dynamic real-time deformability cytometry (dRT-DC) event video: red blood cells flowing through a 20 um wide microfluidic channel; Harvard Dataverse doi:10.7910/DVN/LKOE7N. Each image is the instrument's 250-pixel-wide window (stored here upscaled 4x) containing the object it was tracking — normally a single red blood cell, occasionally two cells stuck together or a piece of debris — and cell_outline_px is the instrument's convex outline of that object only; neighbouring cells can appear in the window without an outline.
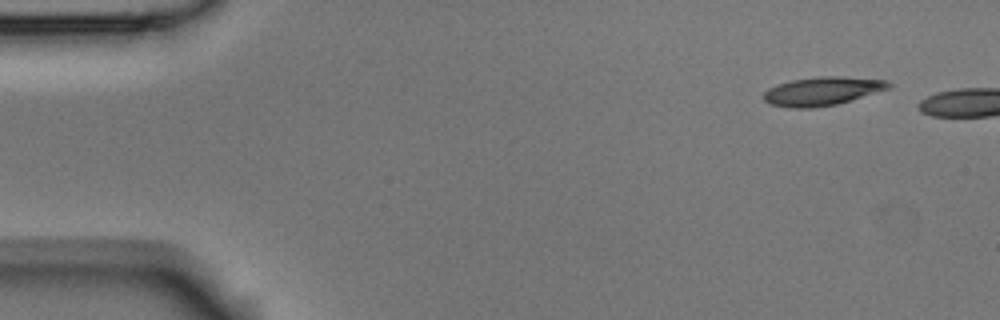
{"species": "Egyptian fruit bat (a non-hibernating species)", "species_latin": "Rousettus aegyptiacus", "temperature_condition": "room temperature", "stored_images_in_passage": 3, "segment_of_instrument_passage": [2, 2], "camera_frame_rate_fps": 3000, "um_per_image_px": 0.085, "animal": {"sex": "male"}, "frame": {"image": 1, "passage_image": 3, "time_ms": 0.667, "image_size_px": [1000, 320], "cell_outline_px": [[892, 88], [836, 104], [812, 108], [792, 108], [768, 104], [764, 100], [764, 92], [768, 88], [792, 80], [820, 76], [840, 76], [888, 80], [892, 84]], "centroid_in_image_um": [69.92, 7.74], "position_along_channel_um": 15.1, "area_um2": 20.81}}